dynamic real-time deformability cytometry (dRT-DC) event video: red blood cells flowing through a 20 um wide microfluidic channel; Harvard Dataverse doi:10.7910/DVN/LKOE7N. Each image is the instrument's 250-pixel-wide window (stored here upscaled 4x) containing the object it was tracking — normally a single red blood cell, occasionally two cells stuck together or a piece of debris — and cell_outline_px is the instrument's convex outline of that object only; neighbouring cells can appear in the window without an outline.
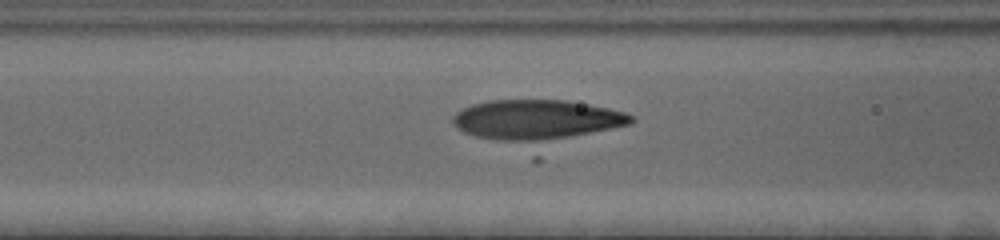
{"species": "human", "species_latin": "Homo sapiens", "temperature_condition": "cold", "stored_images_in_passage": 32, "camera_frame_rate_fps": 3000, "um_per_image_px": 0.085, "donor": {"sex": "female"}, "frame": {"image": 1, "passage_image": 5, "time_ms": 1.333, "image_size_px": [1000, 240], "cell_outline_px": [[636, 120], [632, 124], [536, 164], [464, 132], [452, 120], [452, 116], [456, 112], [472, 104], [488, 100], [564, 100], [588, 104], [608, 108], [624, 112], [632, 116]], "centroid_in_image_um": [45.81, 10.66], "position_along_channel_um": 120.8, "area_um2": 53.12}}
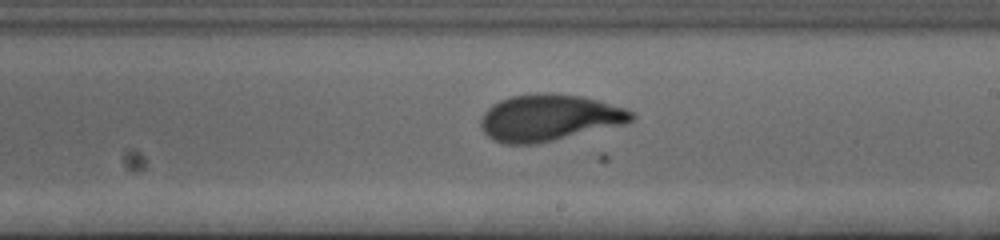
{"frame": {"image": 2, "passage_image": 15, "time_ms": 4.667, "image_size_px": [1000, 240], "cell_outline_px": [[636, 116], [632, 120], [624, 124], [536, 144], [504, 144], [492, 140], [484, 132], [480, 124], [480, 120], [484, 112], [492, 104], [500, 100], [512, 96], [544, 92], [548, 92], [580, 96], [596, 100], [624, 108], [632, 112]], "centroid_in_image_um": [46.63, 10.01], "position_along_channel_um": 242.4, "area_um2": 40.69}}
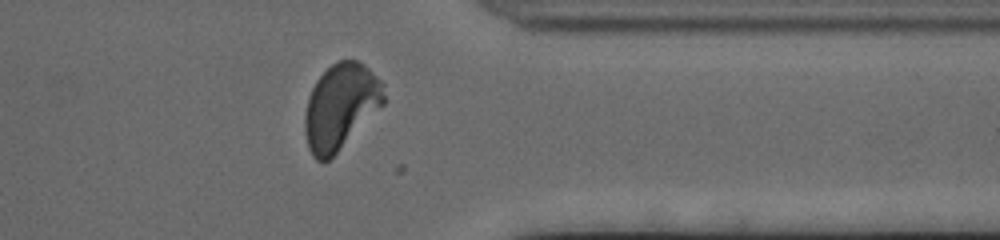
{"frame": {"image": 3, "passage_image": 27, "time_ms": 8.667, "image_size_px": [1000, 240], "cell_outline_px": [[384, 104], [324, 164], [316, 160], [312, 156], [308, 148], [304, 132], [304, 116], [308, 96], [316, 80], [336, 60], [356, 60], [364, 64], [384, 84]], "centroid_in_image_um": [28.92, 9.05], "position_along_channel_um": 382.5, "area_um2": 39.25}}